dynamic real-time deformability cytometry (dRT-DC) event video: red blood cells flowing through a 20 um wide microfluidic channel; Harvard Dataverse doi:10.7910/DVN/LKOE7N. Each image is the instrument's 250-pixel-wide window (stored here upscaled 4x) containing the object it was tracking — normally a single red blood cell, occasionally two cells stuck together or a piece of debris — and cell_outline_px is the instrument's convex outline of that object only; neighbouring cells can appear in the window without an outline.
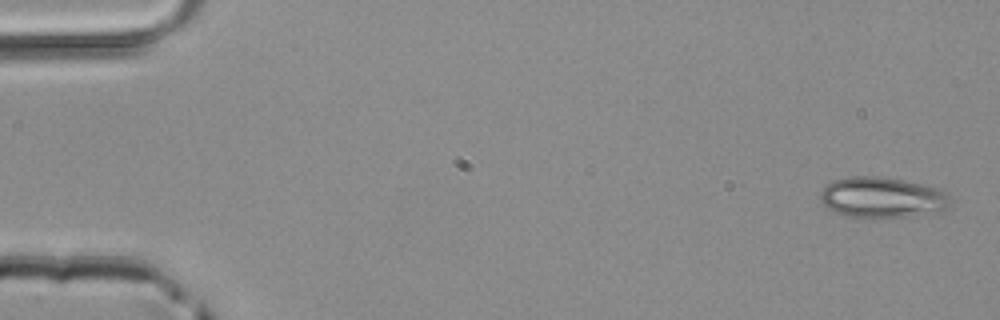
{"species": "common noctule bat (a hibernating species)", "species_latin": "Nyctalus noctula", "temperature_condition": "room temperature", "stored_images_in_passage": 45, "segment_of_instrument_passage": [1, 2], "camera_frame_rate_fps": 3000, "um_per_image_px": 0.085, "animal": {"sex": "male", "body_mass_g": 20.4}, "frame": {"image": 1, "passage_image": 1, "time_ms": 0.0, "image_size_px": [1000, 320], "cell_outline_px": [[952, 200], [948, 208], [936, 212], [908, 216], [848, 216], [836, 212], [828, 208], [820, 200], [820, 192], [832, 180], [852, 176], [880, 176], [904, 180], [940, 188], [948, 192]], "centroid_in_image_um": [75.03, 16.75], "position_along_channel_um": 10.0, "area_um2": 30.69}}